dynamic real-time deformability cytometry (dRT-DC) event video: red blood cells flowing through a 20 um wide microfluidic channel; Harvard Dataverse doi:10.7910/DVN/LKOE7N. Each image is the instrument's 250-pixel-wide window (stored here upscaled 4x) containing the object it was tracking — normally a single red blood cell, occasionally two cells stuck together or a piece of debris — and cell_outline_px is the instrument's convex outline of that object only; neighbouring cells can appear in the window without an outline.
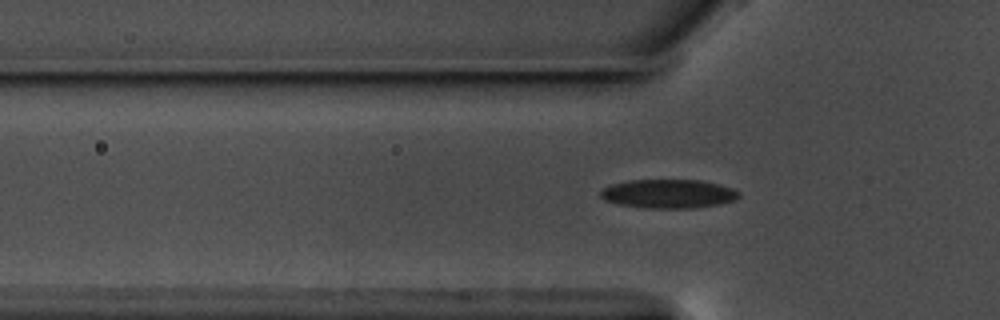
{"species": "common noctule bat (a hibernating species)", "species_latin": "Nyctalus noctula", "temperature_condition": "warm", "stored_images_in_passage": 53, "camera_frame_rate_fps": 3000, "um_per_image_px": 0.085, "animal": {"sex": "male", "body_mass_g": 17.5, "forearm_length_mm": 52.3}, "frame": {"image": 1, "passage_image": 18, "time_ms": 5.667, "image_size_px": [1000, 320], "cell_outline_px": [[740, 196], [736, 200], [720, 204], [692, 208], [648, 208], [620, 204], [604, 200], [600, 196], [600, 192], [604, 188], [612, 184], [628, 180], [700, 180], [720, 184], [732, 188], [740, 192]], "centroid_in_image_um": [56.85, 16.47], "position_along_channel_um": 68.9, "area_um2": 23.29}}
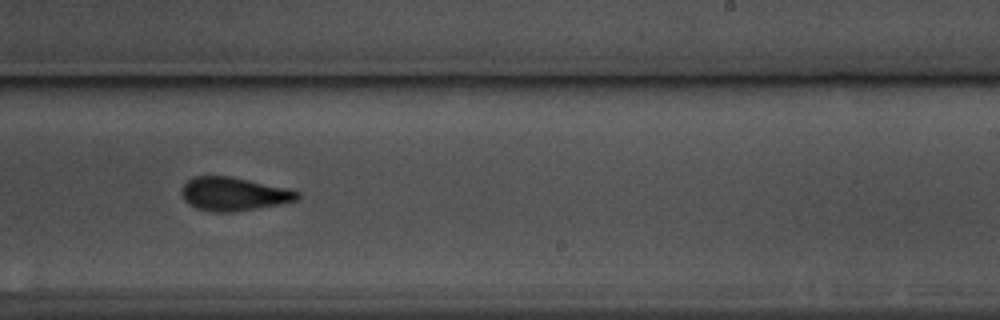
{"frame": {"image": 2, "passage_image": 35, "time_ms": 11.333, "image_size_px": [1000, 320], "cell_outline_px": [[300, 196], [296, 200], [280, 204], [236, 212], [212, 212], [196, 208], [188, 204], [184, 200], [180, 192], [184, 184], [188, 180], [196, 176], [228, 176], [248, 180], [284, 188], [300, 192]], "centroid_in_image_um": [19.82, 16.5], "position_along_channel_um": 269.2, "area_um2": 22.43}}
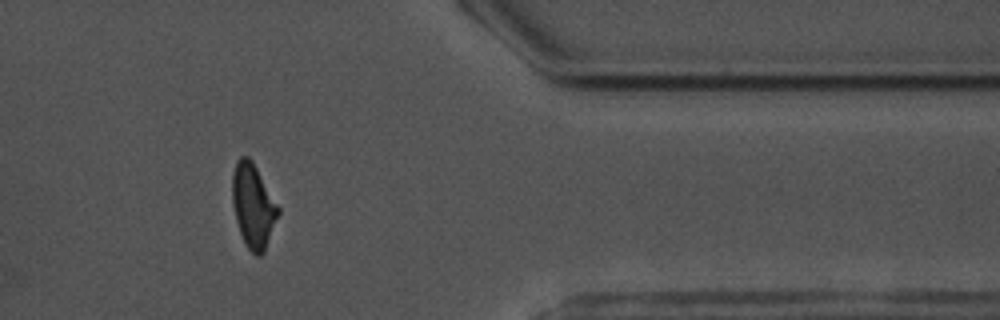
{"frame": {"image": 3, "passage_image": 47, "time_ms": 15.333, "image_size_px": [1000, 320], "cell_outline_px": [[280, 212], [264, 252], [260, 256], [256, 256], [244, 244], [236, 220], [232, 200], [232, 176], [236, 160], [240, 156], [248, 156], [252, 160], [280, 208]], "centroid_in_image_um": [21.52, 17.49], "position_along_channel_um": 389.9, "area_um2": 22.48}}